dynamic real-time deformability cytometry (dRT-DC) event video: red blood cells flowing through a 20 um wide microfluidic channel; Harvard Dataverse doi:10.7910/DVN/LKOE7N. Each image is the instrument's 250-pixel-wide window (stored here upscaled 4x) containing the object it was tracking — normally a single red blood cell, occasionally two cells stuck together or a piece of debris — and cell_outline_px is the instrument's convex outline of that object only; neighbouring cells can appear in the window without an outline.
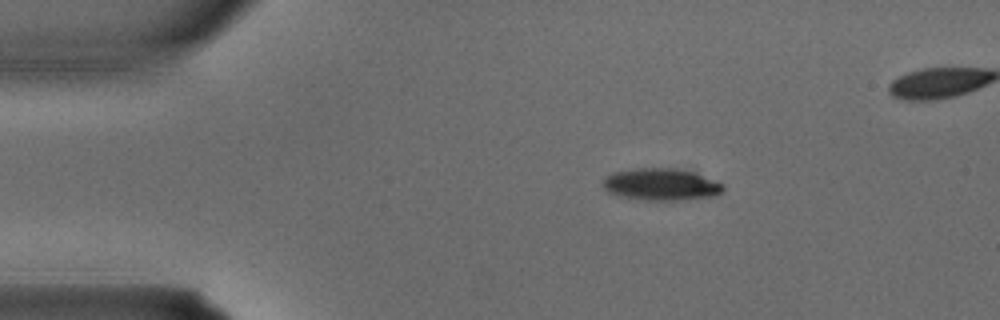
{"species": "common noctule bat (a hibernating species)", "species_latin": "Nyctalus noctula", "temperature_condition": "warm", "stored_images_in_passage": 3, "camera_frame_rate_fps": 3000, "um_per_image_px": 0.085, "animal": {"sex": "male", "body_mass_g": 15.6}, "frame": {"image": 1, "passage_image": 1, "time_ms": 0.0, "image_size_px": [1000, 320], "cell_outline_px": [[724, 188], [716, 196], [676, 200], [644, 200], [620, 196], [608, 192], [604, 188], [604, 176], [612, 172], [640, 168], [676, 168], [696, 172], [724, 184]], "centroid_in_image_um": [56.21, 15.67], "position_along_channel_um": 28.8, "area_um2": 22.48}}